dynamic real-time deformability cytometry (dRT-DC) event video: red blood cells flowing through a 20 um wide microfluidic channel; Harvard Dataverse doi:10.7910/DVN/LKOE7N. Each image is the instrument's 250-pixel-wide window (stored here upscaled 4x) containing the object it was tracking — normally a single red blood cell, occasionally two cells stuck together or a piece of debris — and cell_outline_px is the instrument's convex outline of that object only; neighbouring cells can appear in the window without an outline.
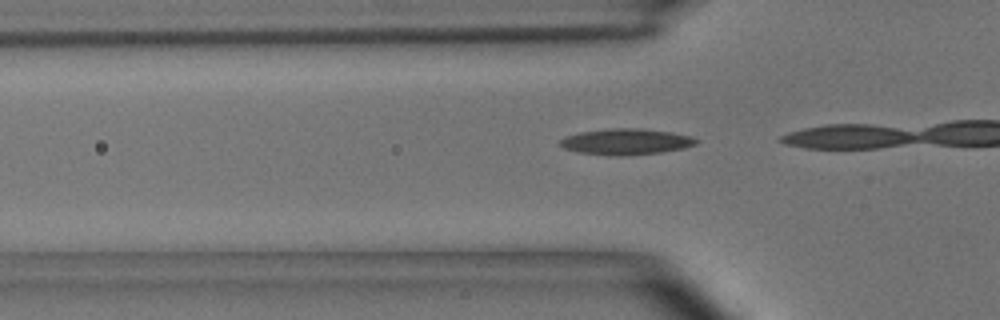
{"species": "common noctule bat (a hibernating species)", "species_latin": "Nyctalus noctula", "temperature_condition": "room temperature", "stored_images_in_passage": 16, "camera_frame_rate_fps": 3000, "um_per_image_px": 0.085, "animal": {"sex": "male", "body_mass_g": 15.6}, "frame": {"image": 1, "passage_image": 13, "time_ms": 4.0, "image_size_px": [1000, 320], "cell_outline_px": [[700, 140], [696, 144], [684, 148], [660, 152], [624, 156], [616, 156], [580, 152], [564, 148], [560, 144], [560, 140], [568, 136], [580, 132], [608, 128], [640, 128], [672, 132], [692, 136]], "centroid_in_image_um": [53.27, 12.03], "position_along_channel_um": 72.5, "area_um2": 20.58}}